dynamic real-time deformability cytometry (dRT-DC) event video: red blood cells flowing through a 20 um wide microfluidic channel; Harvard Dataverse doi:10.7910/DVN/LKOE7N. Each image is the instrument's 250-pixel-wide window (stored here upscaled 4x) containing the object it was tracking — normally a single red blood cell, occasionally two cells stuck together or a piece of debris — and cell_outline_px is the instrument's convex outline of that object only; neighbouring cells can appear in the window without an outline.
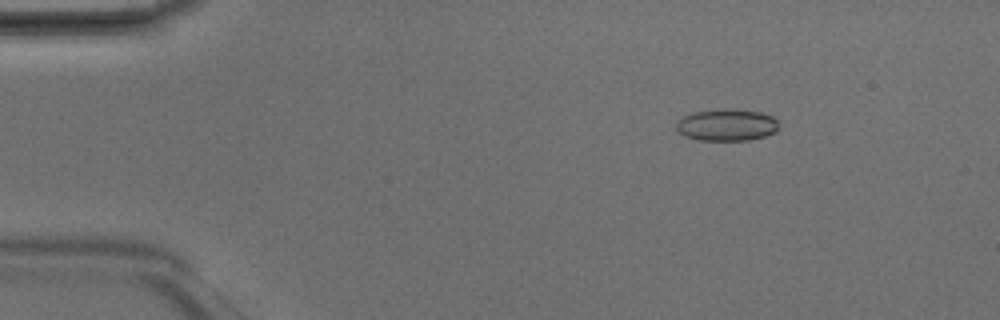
{"species": "Egyptian fruit bat (a non-hibernating species)", "species_latin": "Rousettus aegyptiacus", "temperature_condition": "room temperature", "stored_images_in_passage": 48, "camera_frame_rate_fps": 3000, "um_per_image_px": 0.085, "animal": {"sex": "male"}, "frame": {"image": 1, "passage_image": 7, "time_ms": 2.0, "image_size_px": [1000, 320], "cell_outline_px": [[780, 128], [776, 132], [764, 136], [748, 140], [700, 140], [684, 136], [676, 128], [676, 120], [692, 112], [724, 108], [728, 108], [760, 112], [772, 116], [776, 120]], "centroid_in_image_um": [61.77, 10.61], "position_along_channel_um": 23.2, "area_um2": 19.19}}
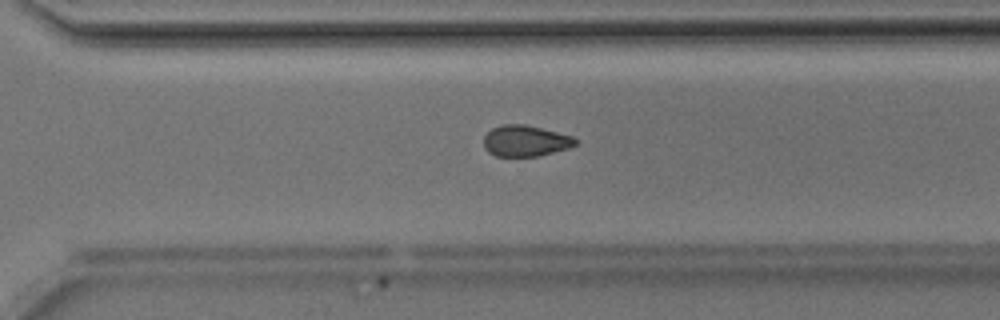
{"frame": {"image": 2, "passage_image": 34, "time_ms": 11.0, "image_size_px": [1000, 320], "cell_outline_px": [[580, 140], [576, 144], [568, 148], [536, 156], [496, 156], [488, 152], [484, 148], [484, 136], [492, 128], [500, 124], [524, 124], [572, 136]], "centroid_in_image_um": [44.64, 11.97], "position_along_channel_um": 326.0, "area_um2": 16.53}}
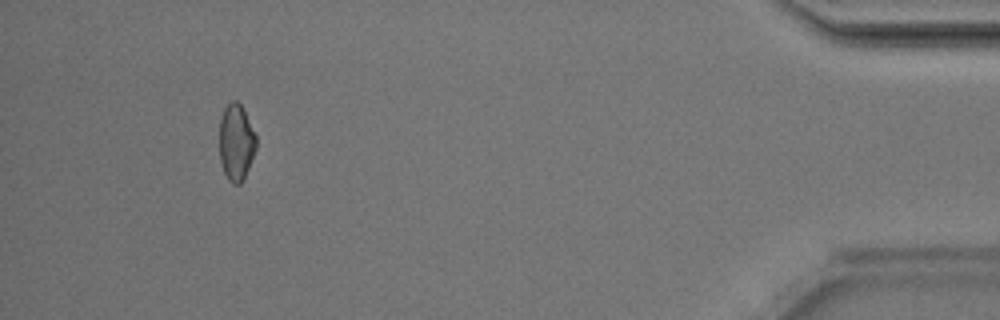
{"frame": {"image": 3, "passage_image": 45, "time_ms": 14.667, "image_size_px": [1000, 320], "cell_outline_px": [[256, 148], [244, 180], [240, 184], [232, 184], [228, 180], [224, 172], [220, 160], [220, 120], [224, 108], [232, 100], [236, 100], [240, 104], [256, 136]], "centroid_in_image_um": [20.07, 12.13], "position_along_channel_um": 415.1, "area_um2": 16.24}, "authors_computed_cell_mechanics": {"area_um2": 17.8313, "velocity_mm_per_s": 4.2096, "shape_relaxation_time_tau1_ms": 4.5622, "shape_relaxation_time_tau2_ms": 3.8887, "deformation_change_tau1": 0.0777, "deformation_change_tau2": 0.0934}}